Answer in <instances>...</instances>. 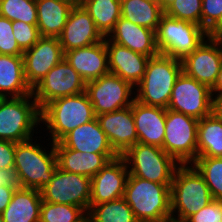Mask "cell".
Here are the masks:
<instances>
[{"label": "cell", "mask_w": 222, "mask_h": 222, "mask_svg": "<svg viewBox=\"0 0 222 222\" xmlns=\"http://www.w3.org/2000/svg\"><path fill=\"white\" fill-rule=\"evenodd\" d=\"M95 118L93 105L86 91L56 98L41 109V124L45 127L43 131L46 129V137L49 136L45 140L53 143L59 142L73 129Z\"/></svg>", "instance_id": "6da1fadb"}, {"label": "cell", "mask_w": 222, "mask_h": 222, "mask_svg": "<svg viewBox=\"0 0 222 222\" xmlns=\"http://www.w3.org/2000/svg\"><path fill=\"white\" fill-rule=\"evenodd\" d=\"M170 187L129 175L123 198L138 222H170Z\"/></svg>", "instance_id": "7a4b0ae2"}, {"label": "cell", "mask_w": 222, "mask_h": 222, "mask_svg": "<svg viewBox=\"0 0 222 222\" xmlns=\"http://www.w3.org/2000/svg\"><path fill=\"white\" fill-rule=\"evenodd\" d=\"M35 138L16 143L14 167L20 175L23 188L40 190L51 181L58 164L54 143H47V148L38 143L42 141V136L38 140V136Z\"/></svg>", "instance_id": "3957f363"}, {"label": "cell", "mask_w": 222, "mask_h": 222, "mask_svg": "<svg viewBox=\"0 0 222 222\" xmlns=\"http://www.w3.org/2000/svg\"><path fill=\"white\" fill-rule=\"evenodd\" d=\"M181 72V60L160 53L150 57L144 77L135 86V100L167 109L175 81Z\"/></svg>", "instance_id": "277c9868"}, {"label": "cell", "mask_w": 222, "mask_h": 222, "mask_svg": "<svg viewBox=\"0 0 222 222\" xmlns=\"http://www.w3.org/2000/svg\"><path fill=\"white\" fill-rule=\"evenodd\" d=\"M213 200L204 177L192 164L176 169L170 187L171 220L184 222Z\"/></svg>", "instance_id": "5b68a950"}, {"label": "cell", "mask_w": 222, "mask_h": 222, "mask_svg": "<svg viewBox=\"0 0 222 222\" xmlns=\"http://www.w3.org/2000/svg\"><path fill=\"white\" fill-rule=\"evenodd\" d=\"M38 127L43 129L41 109L33 94L0 98V140L26 141L35 137Z\"/></svg>", "instance_id": "8992f818"}, {"label": "cell", "mask_w": 222, "mask_h": 222, "mask_svg": "<svg viewBox=\"0 0 222 222\" xmlns=\"http://www.w3.org/2000/svg\"><path fill=\"white\" fill-rule=\"evenodd\" d=\"M122 157L126 161L129 175L156 182L172 184L180 164L161 147L137 142Z\"/></svg>", "instance_id": "52a82bcc"}, {"label": "cell", "mask_w": 222, "mask_h": 222, "mask_svg": "<svg viewBox=\"0 0 222 222\" xmlns=\"http://www.w3.org/2000/svg\"><path fill=\"white\" fill-rule=\"evenodd\" d=\"M160 54L183 60L209 35L199 25L163 14L155 31Z\"/></svg>", "instance_id": "ba28073f"}, {"label": "cell", "mask_w": 222, "mask_h": 222, "mask_svg": "<svg viewBox=\"0 0 222 222\" xmlns=\"http://www.w3.org/2000/svg\"><path fill=\"white\" fill-rule=\"evenodd\" d=\"M198 119L167 109L162 149L180 165L192 164L197 158Z\"/></svg>", "instance_id": "9c48e42d"}, {"label": "cell", "mask_w": 222, "mask_h": 222, "mask_svg": "<svg viewBox=\"0 0 222 222\" xmlns=\"http://www.w3.org/2000/svg\"><path fill=\"white\" fill-rule=\"evenodd\" d=\"M134 90L131 83L112 73L86 82L95 116L131 106L135 100Z\"/></svg>", "instance_id": "30bf717a"}, {"label": "cell", "mask_w": 222, "mask_h": 222, "mask_svg": "<svg viewBox=\"0 0 222 222\" xmlns=\"http://www.w3.org/2000/svg\"><path fill=\"white\" fill-rule=\"evenodd\" d=\"M42 201L67 204L89 211L91 178L57 167L51 181L40 189Z\"/></svg>", "instance_id": "8fae6325"}, {"label": "cell", "mask_w": 222, "mask_h": 222, "mask_svg": "<svg viewBox=\"0 0 222 222\" xmlns=\"http://www.w3.org/2000/svg\"><path fill=\"white\" fill-rule=\"evenodd\" d=\"M211 89L183 71L175 81L167 109L183 113L198 120L212 113Z\"/></svg>", "instance_id": "7c38bea8"}, {"label": "cell", "mask_w": 222, "mask_h": 222, "mask_svg": "<svg viewBox=\"0 0 222 222\" xmlns=\"http://www.w3.org/2000/svg\"><path fill=\"white\" fill-rule=\"evenodd\" d=\"M86 91L85 80L63 58L32 89L40 109L52 100Z\"/></svg>", "instance_id": "4fadbf2b"}, {"label": "cell", "mask_w": 222, "mask_h": 222, "mask_svg": "<svg viewBox=\"0 0 222 222\" xmlns=\"http://www.w3.org/2000/svg\"><path fill=\"white\" fill-rule=\"evenodd\" d=\"M222 65V41L208 36L182 60V71L212 89Z\"/></svg>", "instance_id": "5bb4252c"}, {"label": "cell", "mask_w": 222, "mask_h": 222, "mask_svg": "<svg viewBox=\"0 0 222 222\" xmlns=\"http://www.w3.org/2000/svg\"><path fill=\"white\" fill-rule=\"evenodd\" d=\"M63 58L58 37L41 36L31 48L25 50L24 75L30 88L33 89Z\"/></svg>", "instance_id": "9a60e30c"}, {"label": "cell", "mask_w": 222, "mask_h": 222, "mask_svg": "<svg viewBox=\"0 0 222 222\" xmlns=\"http://www.w3.org/2000/svg\"><path fill=\"white\" fill-rule=\"evenodd\" d=\"M128 176L127 164L122 156L111 160L91 178L89 205H97L122 198Z\"/></svg>", "instance_id": "2e32d148"}, {"label": "cell", "mask_w": 222, "mask_h": 222, "mask_svg": "<svg viewBox=\"0 0 222 222\" xmlns=\"http://www.w3.org/2000/svg\"><path fill=\"white\" fill-rule=\"evenodd\" d=\"M104 37L97 30L93 19L81 4H75L66 21V24L58 36L63 53L91 46L101 42Z\"/></svg>", "instance_id": "e0dca14e"}, {"label": "cell", "mask_w": 222, "mask_h": 222, "mask_svg": "<svg viewBox=\"0 0 222 222\" xmlns=\"http://www.w3.org/2000/svg\"><path fill=\"white\" fill-rule=\"evenodd\" d=\"M96 118L111 147L119 156L138 142L132 105L114 112L100 114Z\"/></svg>", "instance_id": "ac0fdd59"}, {"label": "cell", "mask_w": 222, "mask_h": 222, "mask_svg": "<svg viewBox=\"0 0 222 222\" xmlns=\"http://www.w3.org/2000/svg\"><path fill=\"white\" fill-rule=\"evenodd\" d=\"M64 58L85 82L110 73L106 37L91 46L67 51Z\"/></svg>", "instance_id": "d6986e66"}, {"label": "cell", "mask_w": 222, "mask_h": 222, "mask_svg": "<svg viewBox=\"0 0 222 222\" xmlns=\"http://www.w3.org/2000/svg\"><path fill=\"white\" fill-rule=\"evenodd\" d=\"M132 112L138 142L163 147L167 109L149 106L134 100Z\"/></svg>", "instance_id": "ffe728a7"}, {"label": "cell", "mask_w": 222, "mask_h": 222, "mask_svg": "<svg viewBox=\"0 0 222 222\" xmlns=\"http://www.w3.org/2000/svg\"><path fill=\"white\" fill-rule=\"evenodd\" d=\"M106 48L110 73L121 77L135 87L144 77L150 57L120 46L107 37Z\"/></svg>", "instance_id": "44dd1931"}, {"label": "cell", "mask_w": 222, "mask_h": 222, "mask_svg": "<svg viewBox=\"0 0 222 222\" xmlns=\"http://www.w3.org/2000/svg\"><path fill=\"white\" fill-rule=\"evenodd\" d=\"M107 38L142 55L153 57L159 54L155 31L134 24L122 17L116 22L113 31Z\"/></svg>", "instance_id": "7402d4cb"}, {"label": "cell", "mask_w": 222, "mask_h": 222, "mask_svg": "<svg viewBox=\"0 0 222 222\" xmlns=\"http://www.w3.org/2000/svg\"><path fill=\"white\" fill-rule=\"evenodd\" d=\"M57 164L61 170L80 174L89 178L96 175L107 163L117 158L118 154L82 153L54 143Z\"/></svg>", "instance_id": "603a6c76"}, {"label": "cell", "mask_w": 222, "mask_h": 222, "mask_svg": "<svg viewBox=\"0 0 222 222\" xmlns=\"http://www.w3.org/2000/svg\"><path fill=\"white\" fill-rule=\"evenodd\" d=\"M59 142L68 149L82 153L117 154L111 147L97 118L89 123L76 127Z\"/></svg>", "instance_id": "cb8c5ba5"}, {"label": "cell", "mask_w": 222, "mask_h": 222, "mask_svg": "<svg viewBox=\"0 0 222 222\" xmlns=\"http://www.w3.org/2000/svg\"><path fill=\"white\" fill-rule=\"evenodd\" d=\"M24 75L23 55L0 54V98L31 95Z\"/></svg>", "instance_id": "d4e9b609"}, {"label": "cell", "mask_w": 222, "mask_h": 222, "mask_svg": "<svg viewBox=\"0 0 222 222\" xmlns=\"http://www.w3.org/2000/svg\"><path fill=\"white\" fill-rule=\"evenodd\" d=\"M74 5V0H36L37 27L40 35L58 37Z\"/></svg>", "instance_id": "484cf974"}, {"label": "cell", "mask_w": 222, "mask_h": 222, "mask_svg": "<svg viewBox=\"0 0 222 222\" xmlns=\"http://www.w3.org/2000/svg\"><path fill=\"white\" fill-rule=\"evenodd\" d=\"M42 204L38 189H16L2 215L4 222H39Z\"/></svg>", "instance_id": "4316f807"}, {"label": "cell", "mask_w": 222, "mask_h": 222, "mask_svg": "<svg viewBox=\"0 0 222 222\" xmlns=\"http://www.w3.org/2000/svg\"><path fill=\"white\" fill-rule=\"evenodd\" d=\"M197 157H222V118L213 112L198 121Z\"/></svg>", "instance_id": "83f0119b"}, {"label": "cell", "mask_w": 222, "mask_h": 222, "mask_svg": "<svg viewBox=\"0 0 222 222\" xmlns=\"http://www.w3.org/2000/svg\"><path fill=\"white\" fill-rule=\"evenodd\" d=\"M164 11L155 0H121V17L156 31Z\"/></svg>", "instance_id": "f1b7e54d"}, {"label": "cell", "mask_w": 222, "mask_h": 222, "mask_svg": "<svg viewBox=\"0 0 222 222\" xmlns=\"http://www.w3.org/2000/svg\"><path fill=\"white\" fill-rule=\"evenodd\" d=\"M105 38L121 17V0H85L81 3Z\"/></svg>", "instance_id": "f546056e"}, {"label": "cell", "mask_w": 222, "mask_h": 222, "mask_svg": "<svg viewBox=\"0 0 222 222\" xmlns=\"http://www.w3.org/2000/svg\"><path fill=\"white\" fill-rule=\"evenodd\" d=\"M88 213L93 222H138L123 197L97 205H89Z\"/></svg>", "instance_id": "4dcf8cb0"}, {"label": "cell", "mask_w": 222, "mask_h": 222, "mask_svg": "<svg viewBox=\"0 0 222 222\" xmlns=\"http://www.w3.org/2000/svg\"><path fill=\"white\" fill-rule=\"evenodd\" d=\"M192 165L204 177L214 200H222V157H197Z\"/></svg>", "instance_id": "1f68e13d"}, {"label": "cell", "mask_w": 222, "mask_h": 222, "mask_svg": "<svg viewBox=\"0 0 222 222\" xmlns=\"http://www.w3.org/2000/svg\"><path fill=\"white\" fill-rule=\"evenodd\" d=\"M0 16L11 21L37 24L36 0H3L0 2Z\"/></svg>", "instance_id": "d6a6232c"}, {"label": "cell", "mask_w": 222, "mask_h": 222, "mask_svg": "<svg viewBox=\"0 0 222 222\" xmlns=\"http://www.w3.org/2000/svg\"><path fill=\"white\" fill-rule=\"evenodd\" d=\"M85 213L78 206L42 201L39 222H76Z\"/></svg>", "instance_id": "836d02e7"}, {"label": "cell", "mask_w": 222, "mask_h": 222, "mask_svg": "<svg viewBox=\"0 0 222 222\" xmlns=\"http://www.w3.org/2000/svg\"><path fill=\"white\" fill-rule=\"evenodd\" d=\"M164 14L201 26L202 0H175Z\"/></svg>", "instance_id": "e575fe53"}, {"label": "cell", "mask_w": 222, "mask_h": 222, "mask_svg": "<svg viewBox=\"0 0 222 222\" xmlns=\"http://www.w3.org/2000/svg\"><path fill=\"white\" fill-rule=\"evenodd\" d=\"M14 38L19 47L25 51L31 48L41 37L37 24H27L24 21H12Z\"/></svg>", "instance_id": "d590c367"}, {"label": "cell", "mask_w": 222, "mask_h": 222, "mask_svg": "<svg viewBox=\"0 0 222 222\" xmlns=\"http://www.w3.org/2000/svg\"><path fill=\"white\" fill-rule=\"evenodd\" d=\"M23 52L14 38L12 21L0 16V54L17 56Z\"/></svg>", "instance_id": "8d00e7d4"}, {"label": "cell", "mask_w": 222, "mask_h": 222, "mask_svg": "<svg viewBox=\"0 0 222 222\" xmlns=\"http://www.w3.org/2000/svg\"><path fill=\"white\" fill-rule=\"evenodd\" d=\"M222 19V0H202L201 27L209 33Z\"/></svg>", "instance_id": "74e56055"}, {"label": "cell", "mask_w": 222, "mask_h": 222, "mask_svg": "<svg viewBox=\"0 0 222 222\" xmlns=\"http://www.w3.org/2000/svg\"><path fill=\"white\" fill-rule=\"evenodd\" d=\"M184 222H222V200H213Z\"/></svg>", "instance_id": "f35d334b"}, {"label": "cell", "mask_w": 222, "mask_h": 222, "mask_svg": "<svg viewBox=\"0 0 222 222\" xmlns=\"http://www.w3.org/2000/svg\"><path fill=\"white\" fill-rule=\"evenodd\" d=\"M15 142L0 140V169L14 167Z\"/></svg>", "instance_id": "ab89813d"}, {"label": "cell", "mask_w": 222, "mask_h": 222, "mask_svg": "<svg viewBox=\"0 0 222 222\" xmlns=\"http://www.w3.org/2000/svg\"><path fill=\"white\" fill-rule=\"evenodd\" d=\"M0 186L16 189L23 188L20 175L15 167L0 169Z\"/></svg>", "instance_id": "60d3db41"}, {"label": "cell", "mask_w": 222, "mask_h": 222, "mask_svg": "<svg viewBox=\"0 0 222 222\" xmlns=\"http://www.w3.org/2000/svg\"><path fill=\"white\" fill-rule=\"evenodd\" d=\"M14 192H15L14 188L0 186V213L1 214L10 203Z\"/></svg>", "instance_id": "b9f144b4"}, {"label": "cell", "mask_w": 222, "mask_h": 222, "mask_svg": "<svg viewBox=\"0 0 222 222\" xmlns=\"http://www.w3.org/2000/svg\"><path fill=\"white\" fill-rule=\"evenodd\" d=\"M213 96L212 100V112L222 118V92H211Z\"/></svg>", "instance_id": "7bdbcfd3"}, {"label": "cell", "mask_w": 222, "mask_h": 222, "mask_svg": "<svg viewBox=\"0 0 222 222\" xmlns=\"http://www.w3.org/2000/svg\"><path fill=\"white\" fill-rule=\"evenodd\" d=\"M210 37L220 38L222 36V19L221 21L208 33Z\"/></svg>", "instance_id": "ee69618b"}, {"label": "cell", "mask_w": 222, "mask_h": 222, "mask_svg": "<svg viewBox=\"0 0 222 222\" xmlns=\"http://www.w3.org/2000/svg\"><path fill=\"white\" fill-rule=\"evenodd\" d=\"M211 92H222V65L218 74L217 81L214 87L211 89Z\"/></svg>", "instance_id": "f6af8a7d"}, {"label": "cell", "mask_w": 222, "mask_h": 222, "mask_svg": "<svg viewBox=\"0 0 222 222\" xmlns=\"http://www.w3.org/2000/svg\"><path fill=\"white\" fill-rule=\"evenodd\" d=\"M175 0H158L160 8L165 11Z\"/></svg>", "instance_id": "bcb514c9"}, {"label": "cell", "mask_w": 222, "mask_h": 222, "mask_svg": "<svg viewBox=\"0 0 222 222\" xmlns=\"http://www.w3.org/2000/svg\"><path fill=\"white\" fill-rule=\"evenodd\" d=\"M76 222H93L91 215L86 212L81 218H79Z\"/></svg>", "instance_id": "7dc6e473"}, {"label": "cell", "mask_w": 222, "mask_h": 222, "mask_svg": "<svg viewBox=\"0 0 222 222\" xmlns=\"http://www.w3.org/2000/svg\"><path fill=\"white\" fill-rule=\"evenodd\" d=\"M85 0H74L75 4H81L82 2H84Z\"/></svg>", "instance_id": "c3c4849f"}, {"label": "cell", "mask_w": 222, "mask_h": 222, "mask_svg": "<svg viewBox=\"0 0 222 222\" xmlns=\"http://www.w3.org/2000/svg\"><path fill=\"white\" fill-rule=\"evenodd\" d=\"M0 222H4L3 215L0 213Z\"/></svg>", "instance_id": "681fc988"}]
</instances>
